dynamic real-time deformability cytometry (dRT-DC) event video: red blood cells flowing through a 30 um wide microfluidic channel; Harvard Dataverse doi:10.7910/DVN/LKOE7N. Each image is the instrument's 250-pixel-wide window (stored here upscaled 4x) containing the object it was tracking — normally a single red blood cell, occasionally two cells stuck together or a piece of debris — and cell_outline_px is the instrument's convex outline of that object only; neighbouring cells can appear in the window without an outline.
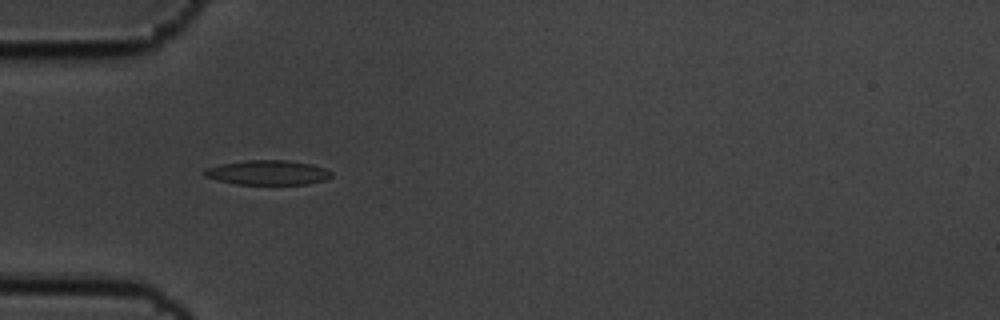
{"species": "common noctule bat (a hibernating species)", "species_latin": "Nyctalus noctula", "temperature_condition": "cold", "stored_images_in_passage": 41, "camera_frame_rate_fps": 3000, "um_per_image_px": 0.085, "animal": {"sex": "male", "body_mass_g": 19.5, "forearm_length_mm": 54.6}, "frame": {"image": 1, "passage_image": 1, "time_ms": 0.0, "image_size_px": [1000, 320], "cell_outline_px": [[332, 176], [324, 180], [308, 184], [236, 184], [204, 176], [204, 168], [220, 164], [244, 160], [288, 160], [312, 164], [324, 168], [332, 172]], "centroid_in_image_um": [22.76, 14.66], "position_along_channel_um": 62.2, "area_um2": 18.21}}
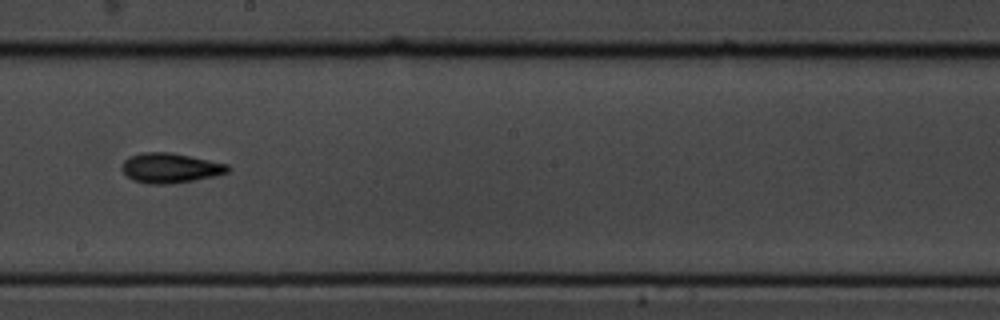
{"frame": {"image": 2, "passage_image": 16, "time_ms": 5.0, "image_size_px": [1000, 320], "cell_outline_px": [[232, 168], [228, 172], [216, 176], [172, 184], [148, 184], [132, 180], [120, 168], [120, 164], [128, 156], [144, 152], [172, 152], [228, 164]], "centroid_in_image_um": [14.46, 14.28], "position_along_channel_um": 233.7, "area_um2": 18.73}}
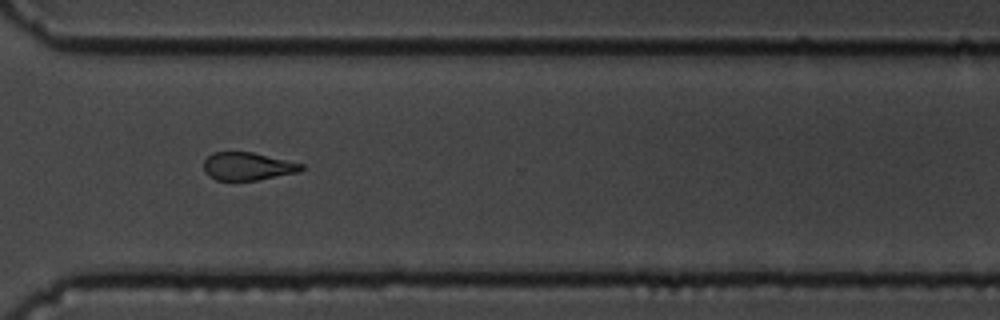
{"frame": {"image": 3, "passage_image": 26, "time_ms": 8.333, "image_size_px": [1000, 320], "cell_outline_px": [[304, 168], [300, 172], [256, 180], [216, 180], [208, 176], [204, 172], [204, 160], [212, 152], [252, 152], [304, 164]], "centroid_in_image_um": [21.04, 14.14], "position_along_channel_um": 349.6, "area_um2": 15.9}, "authors_computed_cell_mechanics": {"area_um2": 17.1666, "velocity_mm_per_s": 3.4797, "shape_relaxation_time_tau1_ms": 3.4871, "shape_relaxation_time_tau2_ms": 4.9906, "deformation_change_tau1": 0.1116, "deformation_change_tau2": 0.1275}}